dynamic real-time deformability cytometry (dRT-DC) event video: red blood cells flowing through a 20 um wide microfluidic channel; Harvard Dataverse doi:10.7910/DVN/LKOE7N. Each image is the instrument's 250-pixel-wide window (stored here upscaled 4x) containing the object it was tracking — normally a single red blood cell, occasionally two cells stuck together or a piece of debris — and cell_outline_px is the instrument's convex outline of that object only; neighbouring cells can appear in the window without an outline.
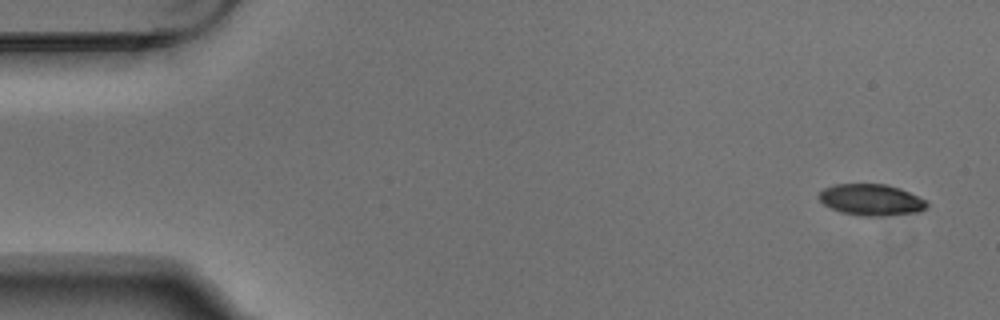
{"species": "Egyptian fruit bat (a non-hibernating species)", "species_latin": "Rousettus aegyptiacus", "temperature_condition": "warm", "stored_images_in_passage": 10, "camera_frame_rate_fps": 3000, "um_per_image_px": 0.085, "animal": {"sex": "male"}, "frame": {"image": 1, "passage_image": 1, "time_ms": 0.0, "image_size_px": [1000, 320], "cell_outline_px": [[928, 204], [920, 212], [884, 216], [860, 216], [840, 212], [824, 204], [816, 196], [824, 188], [836, 184], [884, 184], [900, 188], [924, 200]], "centroid_in_image_um": [74.02, 16.99], "position_along_channel_um": 11.0, "area_um2": 19.65}}
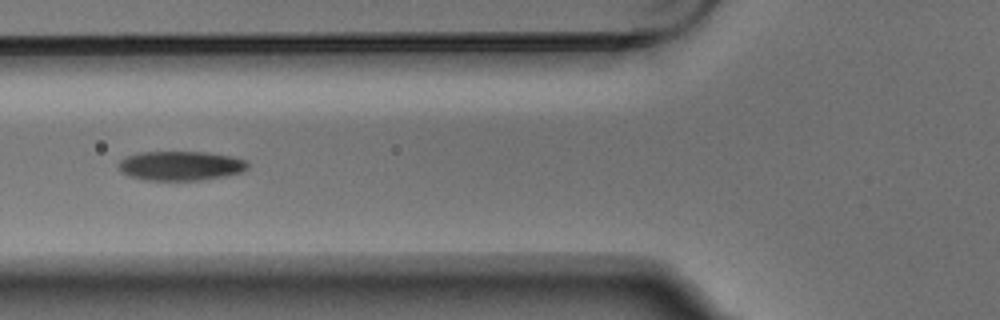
{"frame": {"image": 2, "passage_image": 6, "time_ms": 1.667, "image_size_px": [1000, 320], "cell_outline_px": [[248, 168], [244, 172], [224, 176], [200, 180], [144, 180], [128, 176], [120, 172], [116, 164], [124, 156], [140, 152], [208, 152], [232, 156], [248, 160]], "centroid_in_image_um": [15.33, 14.09], "position_along_channel_um": 110.5, "area_um2": 22.54}}
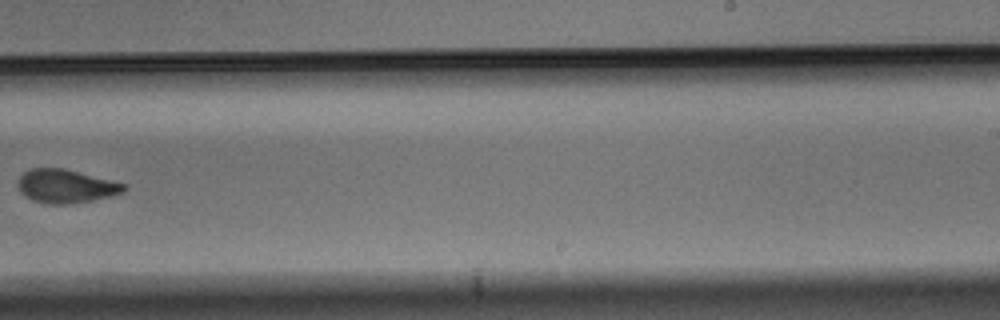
{"frame": {"image": 3, "passage_image": 10, "time_ms": 3.0, "image_size_px": [1000, 320], "cell_outline_px": [[128, 188], [124, 192], [92, 200], [72, 204], [52, 204], [32, 200], [20, 192], [20, 176], [24, 172], [32, 168], [64, 168], [124, 184]], "centroid_in_image_um": [5.6, 15.83], "position_along_channel_um": 283.4, "area_um2": 20.29}}